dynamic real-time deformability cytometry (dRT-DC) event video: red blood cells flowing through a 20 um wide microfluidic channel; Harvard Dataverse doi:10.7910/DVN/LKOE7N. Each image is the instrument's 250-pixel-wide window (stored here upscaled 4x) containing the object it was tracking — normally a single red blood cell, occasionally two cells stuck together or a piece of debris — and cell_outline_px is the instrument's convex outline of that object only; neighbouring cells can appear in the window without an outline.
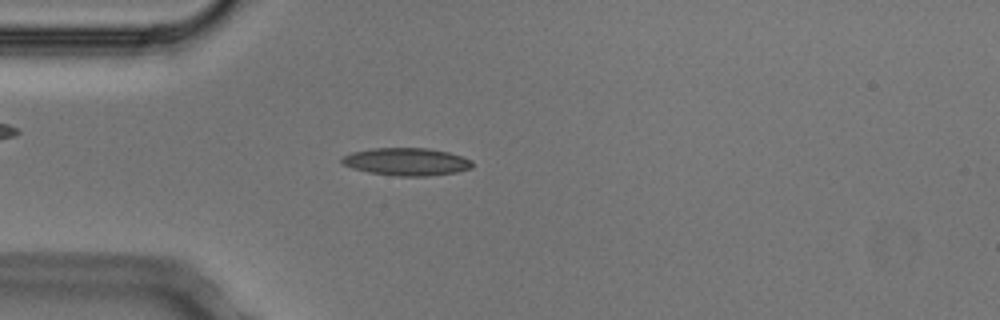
{"species": "Egyptian fruit bat (a non-hibernating species)", "species_latin": "Rousettus aegyptiacus", "temperature_condition": "cold", "stored_images_in_passage": 1, "camera_frame_rate_fps": 3000, "um_per_image_px": 0.085, "animal": {"sex": "male"}, "frame": {"image": 1, "passage_image": 1, "time_ms": 0.0, "image_size_px": [1000, 320], "cell_outline_px": [[472, 168], [456, 172], [428, 176], [400, 176], [368, 172], [352, 168], [344, 164], [340, 160], [344, 156], [352, 152], [372, 148], [428, 148], [448, 152], [472, 160]], "centroid_in_image_um": [34.56, 13.74], "position_along_channel_um": 50.4, "area_um2": 20.87}}